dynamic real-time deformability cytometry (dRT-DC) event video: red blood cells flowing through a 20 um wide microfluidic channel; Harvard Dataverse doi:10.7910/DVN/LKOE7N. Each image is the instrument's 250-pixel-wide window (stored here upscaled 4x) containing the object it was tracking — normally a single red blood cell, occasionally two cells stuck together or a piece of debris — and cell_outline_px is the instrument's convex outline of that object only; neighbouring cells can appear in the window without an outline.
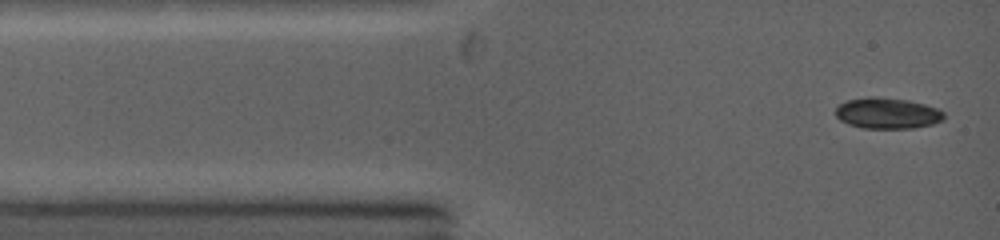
{"species": "common noctule bat (a hibernating species)", "species_latin": "Nyctalus noctula", "temperature_condition": "warm", "stored_images_in_passage": 9, "camera_frame_rate_fps": 5000, "um_per_image_px": 0.085, "animal": {"sex": "female", "body_mass_g": 19.0, "forearm_length_mm": 53.3}, "frame": {"image": 1, "passage_image": 1, "time_ms": 0.0, "image_size_px": [1000, 240], "cell_outline_px": [[944, 120], [932, 124], [912, 128], [864, 128], [848, 124], [840, 120], [836, 116], [836, 108], [840, 104], [848, 100], [908, 100], [940, 108], [944, 112]], "centroid_in_image_um": [75.5, 9.68], "position_along_channel_um": 9.5, "area_um2": 18.67}}
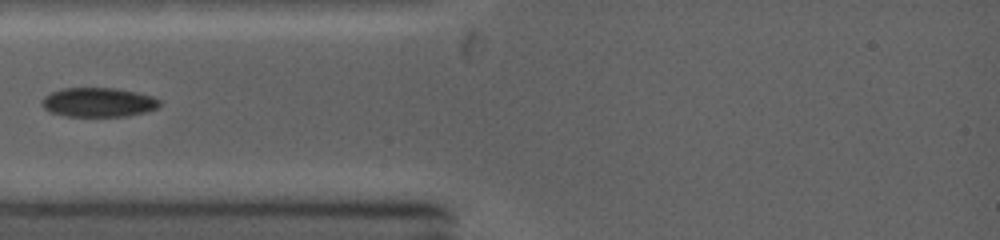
{"frame": {"image": 2, "passage_image": 7, "time_ms": 2.6, "image_size_px": [1000, 240], "cell_outline_px": [[160, 104], [156, 108], [148, 112], [128, 116], [64, 116], [48, 112], [44, 108], [44, 96], [52, 92], [64, 88], [112, 88], [152, 96], [160, 100]], "centroid_in_image_um": [8.37, 8.71], "position_along_channel_um": 76.6, "area_um2": 19.88}}
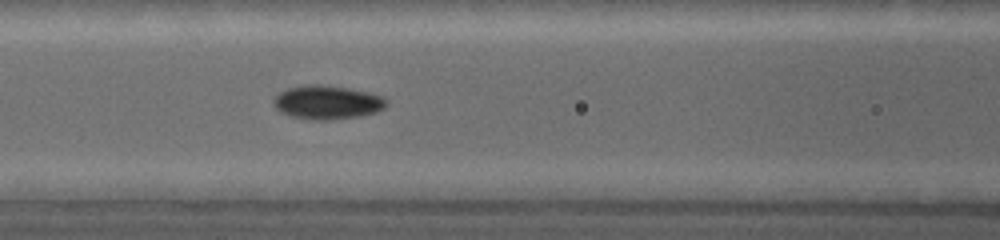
{"frame": {"image": 3, "passage_image": 9, "time_ms": 4.0, "image_size_px": [1000, 240], "cell_outline_px": [[388, 104], [384, 108], [376, 112], [360, 116], [332, 120], [312, 120], [288, 116], [280, 112], [276, 108], [276, 96], [280, 92], [288, 88], [344, 88], [364, 92], [380, 96]], "centroid_in_image_um": [27.83, 8.78], "position_along_channel_um": 138.8, "area_um2": 20.87}}